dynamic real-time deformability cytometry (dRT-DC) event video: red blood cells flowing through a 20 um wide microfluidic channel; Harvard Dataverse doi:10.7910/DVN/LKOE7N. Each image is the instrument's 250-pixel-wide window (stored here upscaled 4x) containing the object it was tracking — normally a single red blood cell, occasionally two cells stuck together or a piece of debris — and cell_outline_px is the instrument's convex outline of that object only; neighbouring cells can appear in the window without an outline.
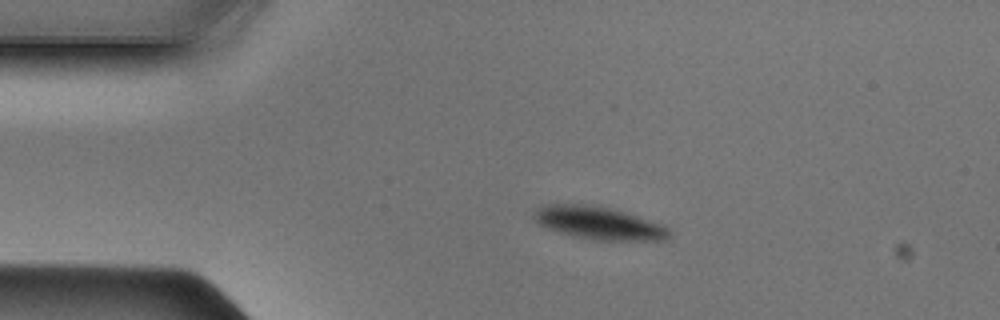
{"species": "Egyptian fruit bat (a non-hibernating species)", "species_latin": "Rousettus aegyptiacus", "temperature_condition": "cold", "stored_images_in_passage": 48, "camera_frame_rate_fps": 3000, "um_per_image_px": 0.085, "animal": {"sex": "male"}, "frame": {"image": 1, "passage_image": 9, "time_ms": 2.667, "image_size_px": [1000, 320], "cell_outline_px": [[668, 240], [596, 240], [576, 236], [560, 232], [548, 228], [540, 224], [532, 216], [536, 208], [548, 204], [584, 204], [608, 208], [660, 224], [668, 228]], "centroid_in_image_um": [50.84, 18.96], "position_along_channel_um": 34.2, "area_um2": 25.03}}
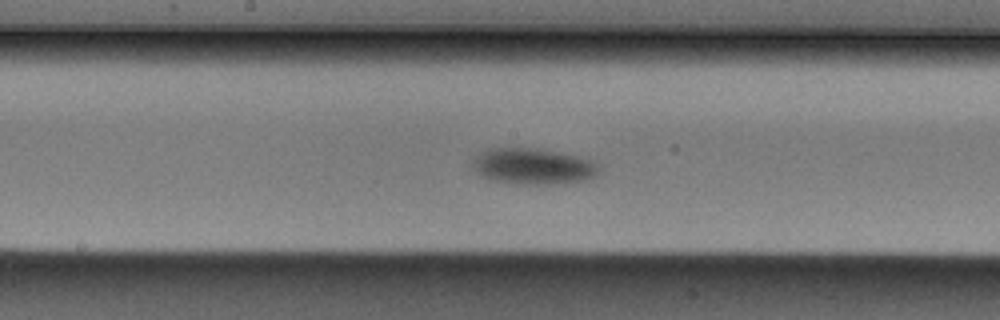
{"frame": {"image": 2, "passage_image": 24, "time_ms": 7.667, "image_size_px": [1000, 320], "cell_outline_px": [[600, 172], [596, 176], [584, 180], [564, 184], [516, 184], [488, 180], [480, 176], [468, 164], [476, 156], [492, 148], [536, 148], [580, 156], [592, 160], [600, 164]], "centroid_in_image_um": [45.32, 14.15], "position_along_channel_um": 202.9, "area_um2": 27.17}}
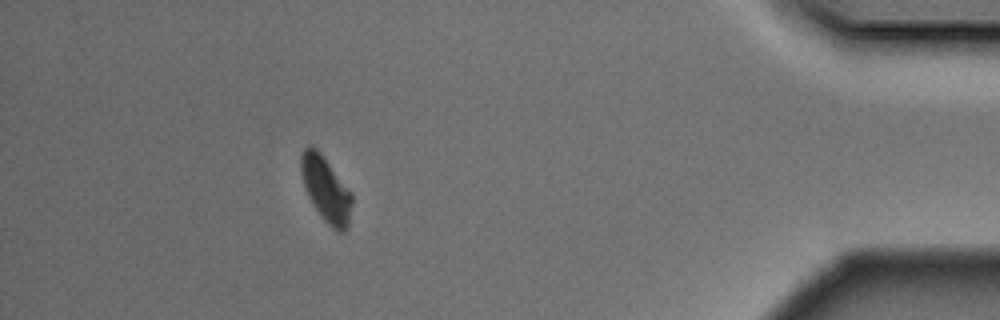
{"frame": {"image": 3, "passage_image": 43, "time_ms": 14.0, "image_size_px": [1000, 320], "cell_outline_px": [[352, 204], [348, 228], [344, 232], [340, 232], [332, 228], [324, 220], [312, 204], [308, 196], [304, 184], [300, 168], [300, 156], [304, 148], [316, 148], [320, 152], [352, 192]], "centroid_in_image_um": [27.72, 16.12], "position_along_channel_um": 407.5, "area_um2": 19.25}}